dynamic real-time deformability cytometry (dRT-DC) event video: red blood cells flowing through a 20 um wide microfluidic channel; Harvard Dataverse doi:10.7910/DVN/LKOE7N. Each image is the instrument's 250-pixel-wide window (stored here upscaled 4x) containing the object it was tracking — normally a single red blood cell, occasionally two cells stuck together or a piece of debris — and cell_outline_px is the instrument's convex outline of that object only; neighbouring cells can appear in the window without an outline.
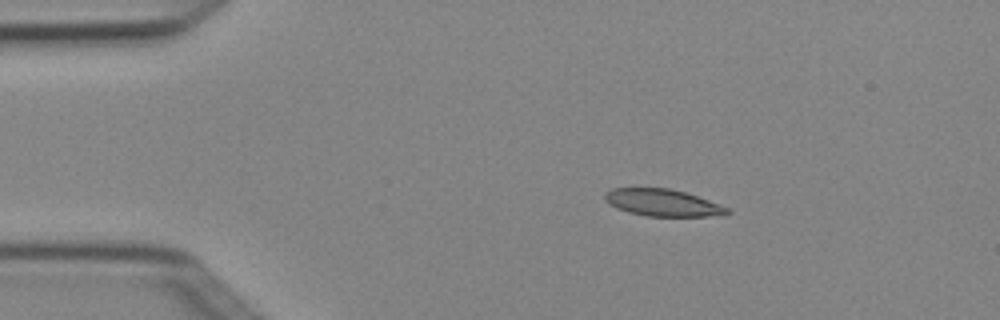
{"species": "Egyptian fruit bat (a non-hibernating species)", "species_latin": "Rousettus aegyptiacus", "temperature_condition": "cold", "stored_images_in_passage": 4, "camera_frame_rate_fps": 3000, "um_per_image_px": 0.085, "animal": {"sex": "female"}, "frame": {"image": 1, "passage_image": 2, "time_ms": 0.333, "image_size_px": [1000, 320], "cell_outline_px": [[732, 212], [724, 216], [648, 216], [628, 212], [616, 208], [604, 200], [604, 192], [612, 188], [668, 188], [684, 192], [708, 200], [728, 208]], "centroid_in_image_um": [56.31, 17.23], "position_along_channel_um": 28.7, "area_um2": 19.25}}
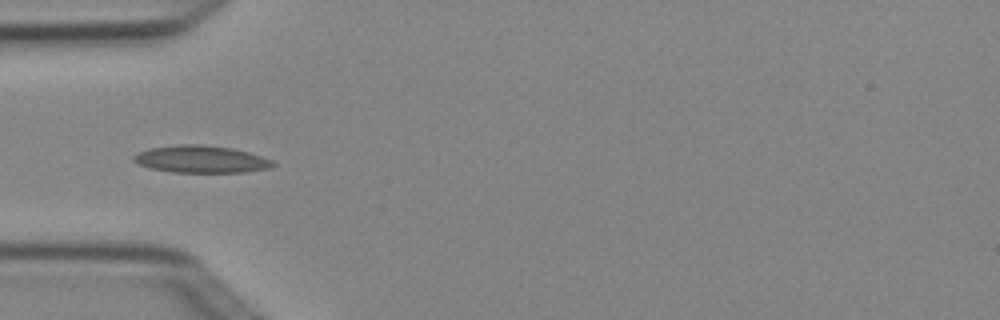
{"frame": {"image": 2, "passage_image": 4, "time_ms": 1.0, "image_size_px": [1000, 320], "cell_outline_px": [[276, 164], [272, 168], [244, 172], [172, 172], [148, 168], [132, 160], [132, 156], [140, 152], [152, 148], [180, 144], [200, 144], [232, 148], [248, 152], [272, 160]], "centroid_in_image_um": [17.1, 13.54], "position_along_channel_um": 67.9, "area_um2": 22.02}}